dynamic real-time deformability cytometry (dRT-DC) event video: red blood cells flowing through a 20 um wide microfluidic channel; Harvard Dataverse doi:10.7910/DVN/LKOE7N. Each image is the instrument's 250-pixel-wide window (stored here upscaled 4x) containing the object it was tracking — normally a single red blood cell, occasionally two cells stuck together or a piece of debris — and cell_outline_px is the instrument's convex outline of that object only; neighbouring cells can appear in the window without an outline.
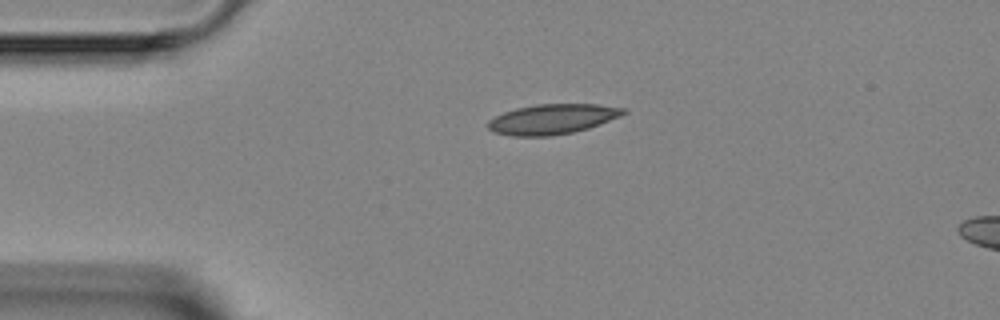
{"species": "Egyptian fruit bat (a non-hibernating species)", "species_latin": "Rousettus aegyptiacus", "temperature_condition": "room temperature", "stored_images_in_passage": 3, "camera_frame_rate_fps": 3000, "um_per_image_px": 0.085, "animal": {"sex": "female"}, "frame": {"image": 1, "passage_image": 3, "time_ms": 2.333, "image_size_px": [1000, 320], "cell_outline_px": [[628, 112], [620, 116], [588, 128], [572, 132], [552, 136], [512, 136], [492, 132], [488, 128], [488, 120], [504, 112], [516, 108], [536, 104], [596, 104], [624, 108]], "centroid_in_image_um": [46.92, 10.12], "position_along_channel_um": 38.1, "area_um2": 23.64}}